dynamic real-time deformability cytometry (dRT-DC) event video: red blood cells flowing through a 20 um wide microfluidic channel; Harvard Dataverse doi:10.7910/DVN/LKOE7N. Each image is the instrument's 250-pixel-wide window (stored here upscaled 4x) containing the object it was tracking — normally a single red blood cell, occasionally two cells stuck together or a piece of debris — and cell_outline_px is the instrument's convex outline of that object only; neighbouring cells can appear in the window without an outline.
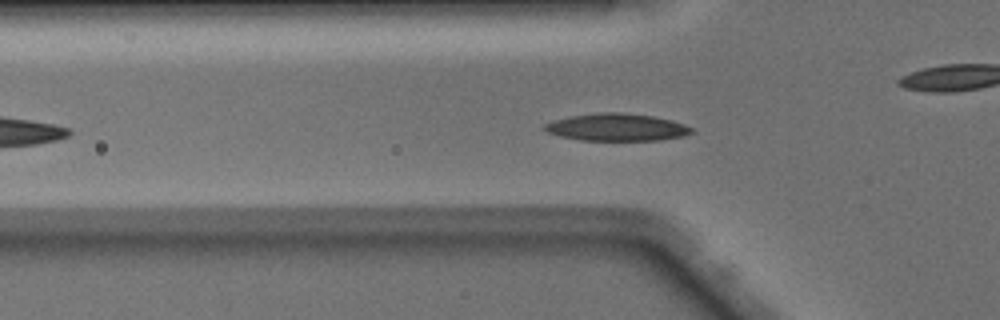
{"species": "Egyptian fruit bat (a non-hibernating species)", "species_latin": "Rousettus aegyptiacus", "temperature_condition": "warm", "stored_images_in_passage": 39, "camera_frame_rate_fps": 3000, "um_per_image_px": 0.085, "animal": {"sex": "male"}, "frame": {"image": 1, "passage_image": 9, "time_ms": 2.667, "image_size_px": [1000, 320], "cell_outline_px": [[692, 132], [684, 136], [660, 140], [580, 140], [560, 136], [548, 132], [540, 128], [544, 124], [552, 120], [572, 116], [600, 112], [620, 112], [652, 116], [672, 120], [684, 124], [692, 128]], "centroid_in_image_um": [52.39, 10.81], "position_along_channel_um": 73.4, "area_um2": 23.41}}
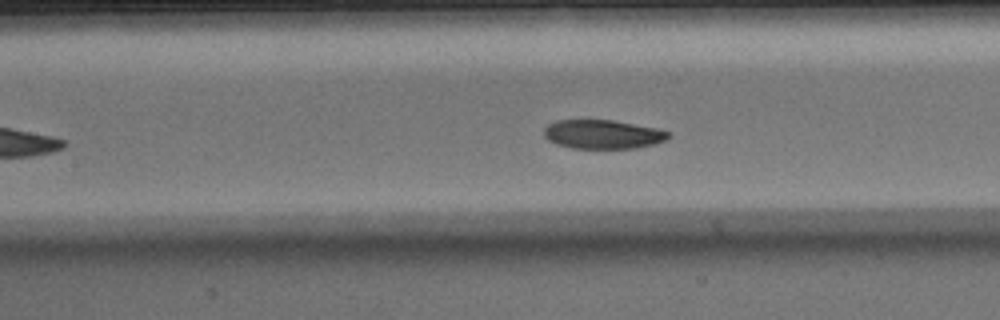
{"frame": {"image": 2, "passage_image": 15, "time_ms": 4.667, "image_size_px": [1000, 320], "cell_outline_px": [[672, 136], [668, 140], [656, 144], [636, 148], [572, 148], [556, 144], [548, 140], [544, 136], [544, 128], [548, 124], [556, 120], [612, 120], [656, 128], [672, 132]], "centroid_in_image_um": [51.28, 11.42], "position_along_channel_um": 156.1, "area_um2": 21.21}}
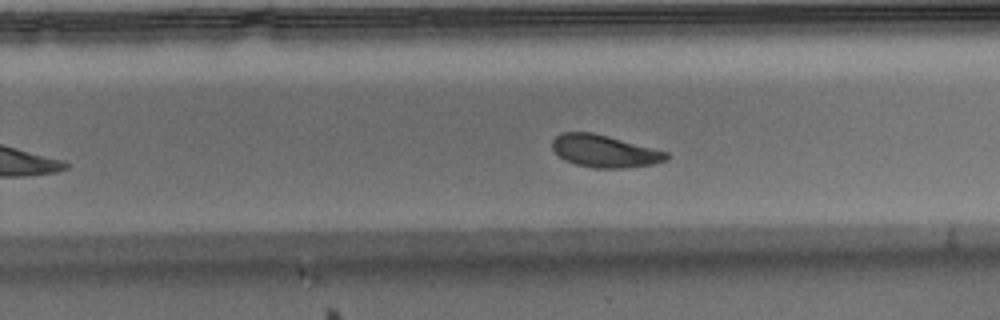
{"frame": {"image": 3, "passage_image": 24, "time_ms": 7.667, "image_size_px": [1000, 320], "cell_outline_px": [[668, 160], [652, 164], [624, 168], [592, 168], [576, 164], [564, 160], [552, 148], [552, 140], [560, 132], [592, 132], [608, 136], [668, 152]], "centroid_in_image_um": [51.36, 12.84], "position_along_channel_um": 278.4, "area_um2": 21.44}, "authors_computed_cell_mechanics": {"area_um2": 22.1374, "velocity_mm_per_s": 4.0825, "shape_relaxation_time_tau1_ms": 2.4726, "shape_relaxation_time_tau2_ms": 10.599, "deformation_change_tau1": 0.124, "deformation_change_tau2": 0.1881}}